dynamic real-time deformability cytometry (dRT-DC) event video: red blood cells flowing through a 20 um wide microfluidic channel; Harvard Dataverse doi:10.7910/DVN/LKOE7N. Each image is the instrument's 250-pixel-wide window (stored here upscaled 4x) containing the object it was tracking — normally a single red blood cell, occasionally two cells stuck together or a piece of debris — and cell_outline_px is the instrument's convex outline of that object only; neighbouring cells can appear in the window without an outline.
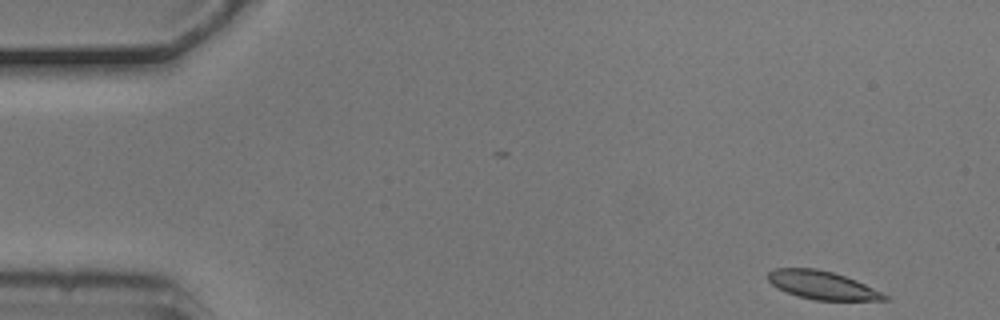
{"species": "common noctule bat (a hibernating species)", "species_latin": "Nyctalus noctula", "temperature_condition": "cold", "stored_images_in_passage": 9, "camera_frame_rate_fps": 3000, "um_per_image_px": 0.085, "animal": {"sex": "male", "body_mass_g": 20.5, "forearm_length_mm": 52.5}, "frame": {"image": 1, "passage_image": 1, "time_ms": 0.0, "image_size_px": [1000, 320], "cell_outline_px": [[892, 300], [812, 300], [776, 288], [768, 280], [768, 272], [772, 268], [816, 268], [832, 272], [856, 280], [884, 292]], "centroid_in_image_um": [69.91, 24.24], "position_along_channel_um": 15.1, "area_um2": 19.25}}
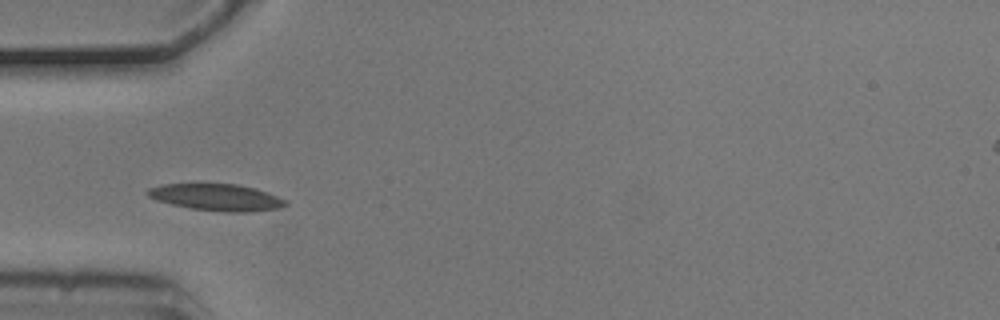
{"frame": {"image": 2, "passage_image": 4, "time_ms": 1.0, "image_size_px": [1000, 320], "cell_outline_px": [[288, 204], [280, 208], [248, 212], [224, 212], [188, 208], [156, 200], [148, 196], [144, 192], [148, 188], [164, 184], [236, 184], [268, 192], [288, 200]], "centroid_in_image_um": [18.41, 16.78], "position_along_channel_um": 66.6, "area_um2": 21.56}}
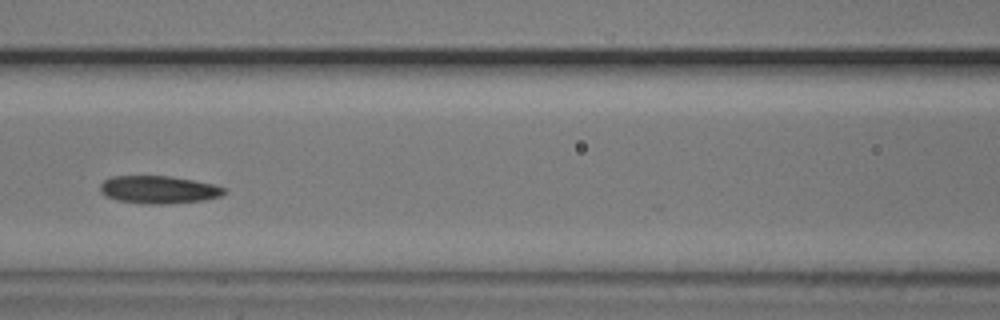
{"frame": {"image": 3, "passage_image": 6, "time_ms": 1.667, "image_size_px": [1000, 320], "cell_outline_px": [[228, 192], [220, 196], [204, 200], [168, 204], [144, 204], [116, 200], [100, 192], [100, 184], [104, 180], [112, 176], [168, 176], [192, 180], [212, 184], [224, 188]], "centroid_in_image_um": [13.47, 16.13], "position_along_channel_um": 153.1, "area_um2": 20.0}}